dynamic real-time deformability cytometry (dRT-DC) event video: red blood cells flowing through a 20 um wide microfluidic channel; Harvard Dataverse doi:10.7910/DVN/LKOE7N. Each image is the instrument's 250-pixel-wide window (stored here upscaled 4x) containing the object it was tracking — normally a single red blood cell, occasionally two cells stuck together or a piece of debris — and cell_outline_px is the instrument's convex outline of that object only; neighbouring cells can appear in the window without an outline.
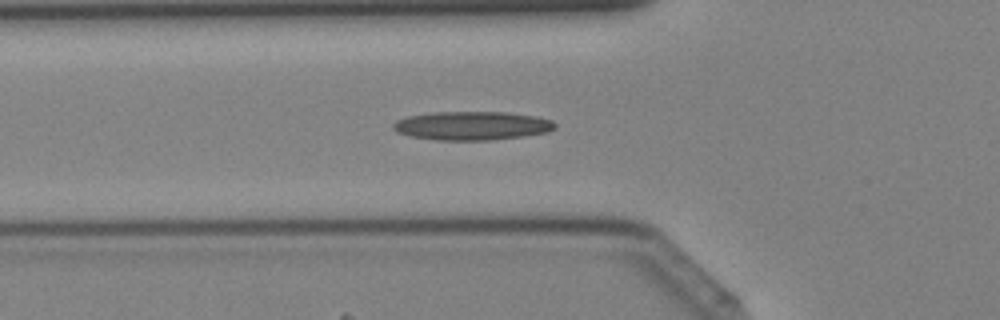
{"species": "Egyptian fruit bat (a non-hibernating species)", "species_latin": "Rousettus aegyptiacus", "temperature_condition": "cold", "stored_images_in_passage": 42, "camera_frame_rate_fps": 3000, "um_per_image_px": 0.085, "animal": {"sex": "female"}, "frame": {"image": 1, "passage_image": 15, "time_ms": 4.667, "image_size_px": [1000, 320], "cell_outline_px": [[556, 128], [548, 132], [492, 140], [436, 140], [408, 136], [396, 132], [392, 128], [392, 124], [396, 120], [408, 116], [432, 112], [508, 112], [536, 116], [552, 120], [556, 124]], "centroid_in_image_um": [40.09, 10.68], "position_along_channel_um": 85.7, "area_um2": 27.22}}
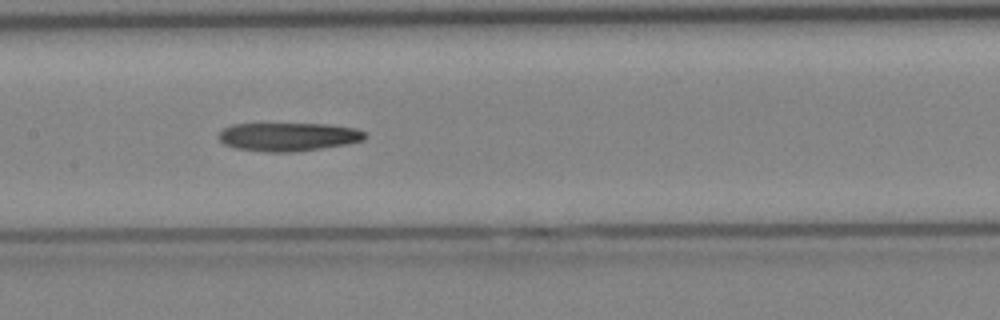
{"frame": {"image": 2, "passage_image": 21, "time_ms": 6.667, "image_size_px": [1000, 320], "cell_outline_px": [[368, 136], [364, 140], [348, 144], [292, 152], [268, 152], [236, 148], [224, 144], [220, 140], [220, 132], [224, 128], [232, 124], [328, 124], [356, 128], [364, 132]], "centroid_in_image_um": [24.54, 11.62], "position_along_channel_um": 182.9, "area_um2": 24.16}}
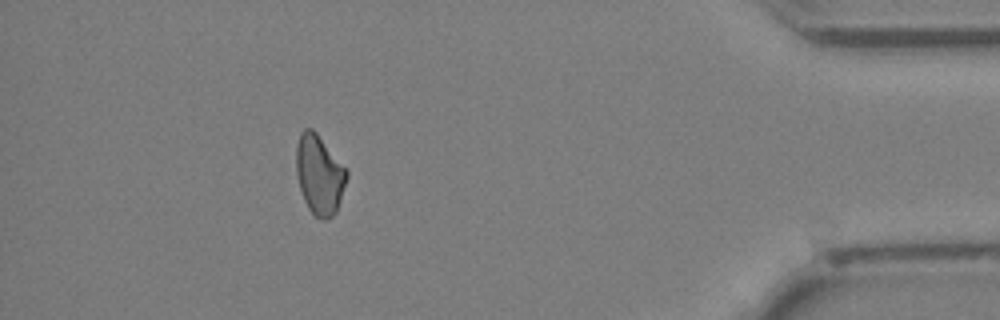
{"frame": {"image": 3, "passage_image": 38, "time_ms": 12.333, "image_size_px": [1000, 320], "cell_outline_px": [[348, 176], [336, 212], [332, 216], [316, 216], [308, 208], [304, 200], [300, 188], [296, 172], [296, 144], [300, 132], [304, 128], [312, 128], [316, 132], [348, 172]], "centroid_in_image_um": [27.12, 14.8], "position_along_channel_um": 408.1, "area_um2": 22.89}}